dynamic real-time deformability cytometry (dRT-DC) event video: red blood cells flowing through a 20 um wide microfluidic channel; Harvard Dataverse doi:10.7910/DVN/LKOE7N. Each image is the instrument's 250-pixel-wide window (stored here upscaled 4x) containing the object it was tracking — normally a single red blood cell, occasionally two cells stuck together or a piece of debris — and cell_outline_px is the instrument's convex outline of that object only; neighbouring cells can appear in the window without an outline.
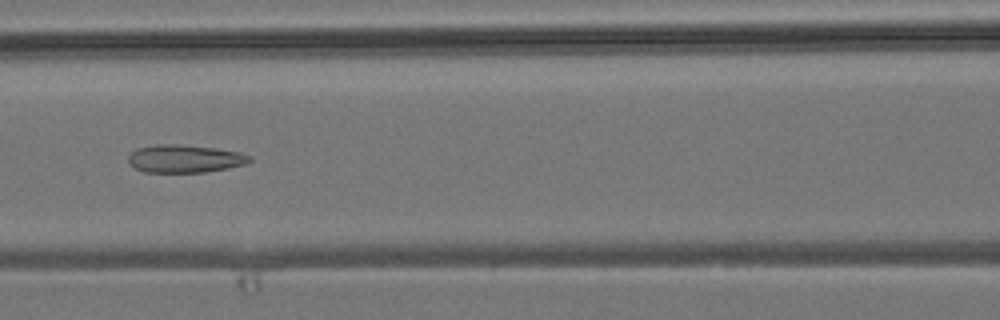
{"species": "common noctule bat (a hibernating species)", "species_latin": "Nyctalus noctula", "temperature_condition": "room temperature", "stored_images_in_passage": 7, "camera_frame_rate_fps": 3000, "um_per_image_px": 0.085, "animal": {"sex": "male", "body_mass_g": 19.2, "forearm_length_mm": 51.8}, "frame": {"image": 1, "passage_image": 7, "time_ms": 6.667, "image_size_px": [1000, 320], "cell_outline_px": [[252, 160], [248, 164], [228, 168], [204, 172], [144, 172], [136, 168], [128, 160], [128, 156], [136, 148], [156, 144], [176, 144], [216, 148], [240, 152], [252, 156]], "centroid_in_image_um": [15.75, 13.48], "position_along_channel_um": 150.9, "area_um2": 19.77}}